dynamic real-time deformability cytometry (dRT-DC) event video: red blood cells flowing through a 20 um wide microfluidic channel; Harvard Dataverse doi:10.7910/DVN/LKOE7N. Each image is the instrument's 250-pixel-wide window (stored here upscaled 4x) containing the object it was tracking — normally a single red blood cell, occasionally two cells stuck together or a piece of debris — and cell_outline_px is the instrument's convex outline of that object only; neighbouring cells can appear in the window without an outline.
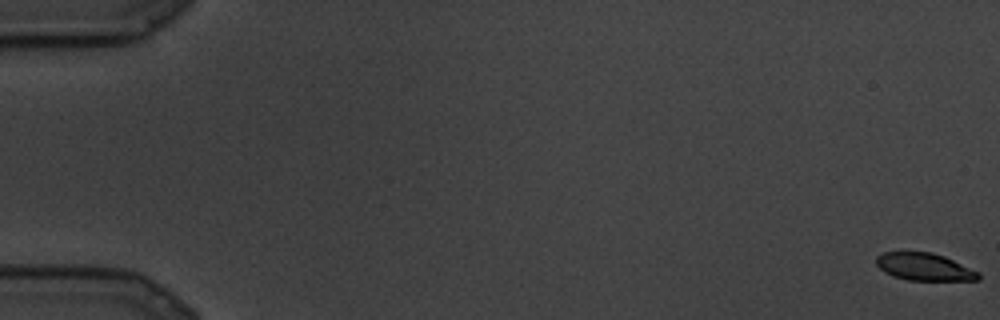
{"species": "common noctule bat (a hibernating species)", "species_latin": "Nyctalus noctula", "temperature_condition": "cold", "stored_images_in_passage": 26, "camera_frame_rate_fps": 3000, "um_per_image_px": 0.085, "animal": {"sex": "male", "body_mass_g": 19.5, "forearm_length_mm": 54.6}, "frame": {"image": 1, "passage_image": 1, "time_ms": 0.0, "image_size_px": [1000, 320], "cell_outline_px": [[980, 280], [908, 280], [892, 276], [884, 272], [876, 264], [876, 256], [884, 252], [932, 252], [944, 256], [980, 272]], "centroid_in_image_um": [78.57, 22.68], "position_along_channel_um": 6.4, "area_um2": 16.36}}
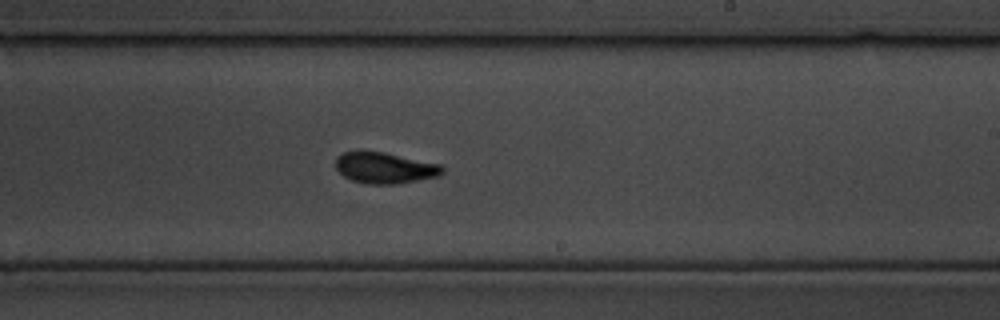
{"frame": {"image": 2, "passage_image": 16, "time_ms": 5.0, "image_size_px": [1000, 320], "cell_outline_px": [[444, 172], [440, 176], [392, 184], [368, 184], [352, 180], [344, 176], [336, 168], [336, 156], [340, 152], [356, 148], [360, 148], [384, 152], [440, 164], [444, 168]], "centroid_in_image_um": [32.64, 14.22], "position_along_channel_um": 256.4, "area_um2": 19.83}}
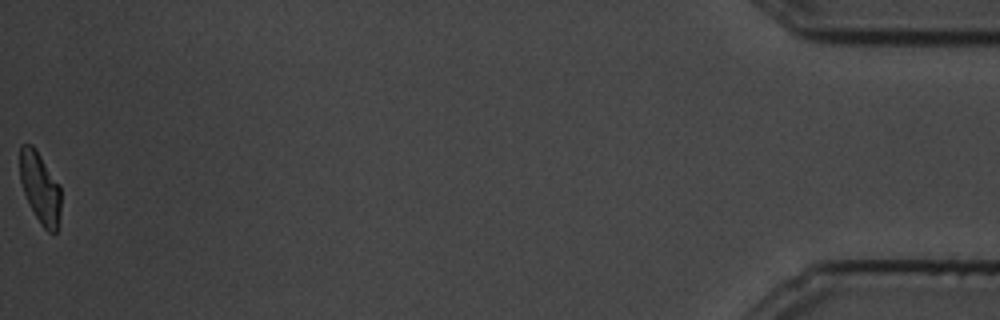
{"frame": {"image": 3, "passage_image": 26, "time_ms": 8.333, "image_size_px": [1000, 320], "cell_outline_px": [[60, 212], [56, 232], [48, 232], [40, 224], [28, 204], [20, 180], [20, 144], [32, 144], [36, 148], [60, 184]], "centroid_in_image_um": [3.4, 15.94], "position_along_channel_um": 431.8, "area_um2": 17.17}}